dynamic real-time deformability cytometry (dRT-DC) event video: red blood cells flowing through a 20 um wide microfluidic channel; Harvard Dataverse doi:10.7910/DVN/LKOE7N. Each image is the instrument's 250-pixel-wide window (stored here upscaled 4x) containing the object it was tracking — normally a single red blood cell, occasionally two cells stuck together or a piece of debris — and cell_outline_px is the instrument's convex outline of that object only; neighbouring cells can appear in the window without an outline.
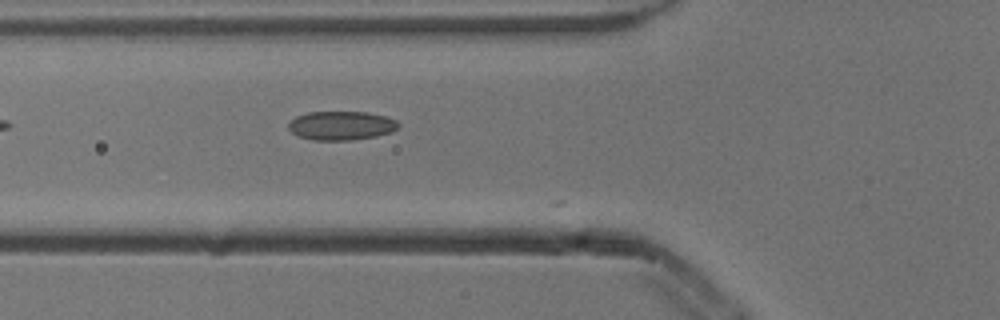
{"species": "common noctule bat (a hibernating species)", "species_latin": "Nyctalus noctula", "temperature_condition": "cold", "stored_images_in_passage": 3, "camera_frame_rate_fps": 3000, "um_per_image_px": 0.085, "animal": {"sex": "male", "body_mass_g": 13.3}, "frame": {"image": 1, "passage_image": 3, "time_ms": 0.667, "image_size_px": [1000, 320], "cell_outline_px": [[400, 124], [392, 132], [376, 136], [352, 140], [312, 140], [296, 136], [288, 128], [288, 124], [296, 116], [308, 112], [368, 112], [384, 116], [396, 120]], "centroid_in_image_um": [28.99, 10.68], "position_along_channel_um": 96.8, "area_um2": 18.55}}